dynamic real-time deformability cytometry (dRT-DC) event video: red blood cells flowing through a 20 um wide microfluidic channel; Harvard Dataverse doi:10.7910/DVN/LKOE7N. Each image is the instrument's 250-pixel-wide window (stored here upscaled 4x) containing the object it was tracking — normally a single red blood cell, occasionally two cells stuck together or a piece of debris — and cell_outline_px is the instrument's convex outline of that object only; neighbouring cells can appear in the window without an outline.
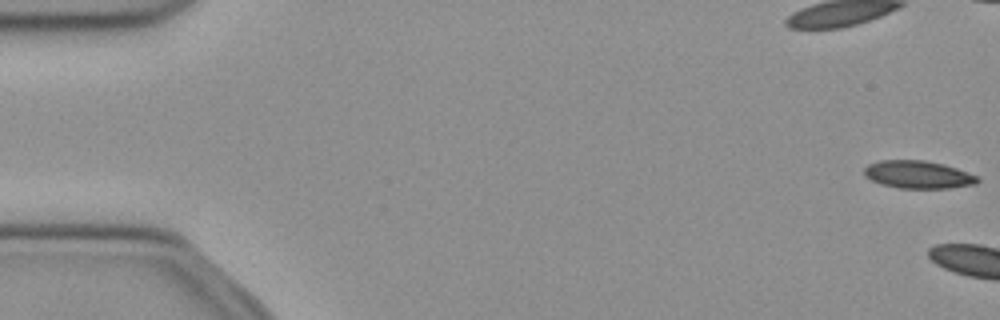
{"species": "common noctule bat (a hibernating species)", "species_latin": "Nyctalus noctula", "temperature_condition": "cold", "stored_images_in_passage": 7, "camera_frame_rate_fps": 3000, "um_per_image_px": 0.085, "animal": {"sex": "female", "body_mass_g": 21.9}, "frame": {"image": 1, "passage_image": 1, "time_ms": 0.0, "image_size_px": [1000, 320], "cell_outline_px": [[980, 180], [976, 184], [948, 188], [900, 188], [880, 184], [864, 176], [864, 168], [868, 164], [880, 160], [924, 160], [944, 164], [956, 168], [976, 176]], "centroid_in_image_um": [78.0, 14.84], "position_along_channel_um": 7.0, "area_um2": 18.26}}